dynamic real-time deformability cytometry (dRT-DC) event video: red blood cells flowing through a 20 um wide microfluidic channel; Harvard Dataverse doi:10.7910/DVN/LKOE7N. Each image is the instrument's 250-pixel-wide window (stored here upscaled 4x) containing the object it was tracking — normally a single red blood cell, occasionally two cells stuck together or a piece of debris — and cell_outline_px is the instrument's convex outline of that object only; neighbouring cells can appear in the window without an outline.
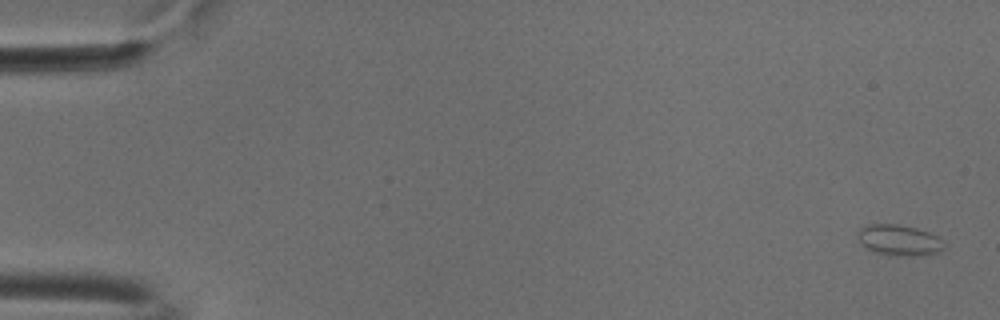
{"species": "common noctule bat (a hibernating species)", "species_latin": "Nyctalus noctula", "temperature_condition": "cold", "stored_images_in_passage": 54, "camera_frame_rate_fps": 3000, "um_per_image_px": 0.085, "animal": {"sex": "male", "body_mass_g": 18.8}, "frame": {"image": 1, "passage_image": 1, "time_ms": 0.0, "image_size_px": [1000, 320], "cell_outline_px": [[940, 252], [912, 256], [888, 256], [876, 252], [860, 244], [856, 232], [860, 228], [868, 224], [896, 224], [916, 228], [928, 232], [936, 236], [940, 240]], "centroid_in_image_um": [76.32, 20.41], "position_along_channel_um": 8.7, "area_um2": 15.32}}
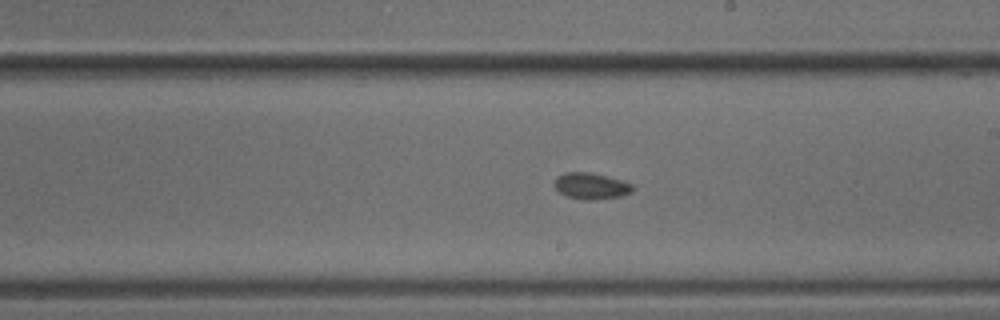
{"frame": {"image": 2, "passage_image": 31, "time_ms": 10.0, "image_size_px": [1000, 320], "cell_outline_px": [[636, 188], [632, 192], [620, 196], [596, 200], [588, 200], [564, 196], [552, 184], [556, 176], [564, 172], [588, 172], [624, 180], [632, 184]], "centroid_in_image_um": [50.24, 15.8], "position_along_channel_um": 238.8, "area_um2": 12.25}}
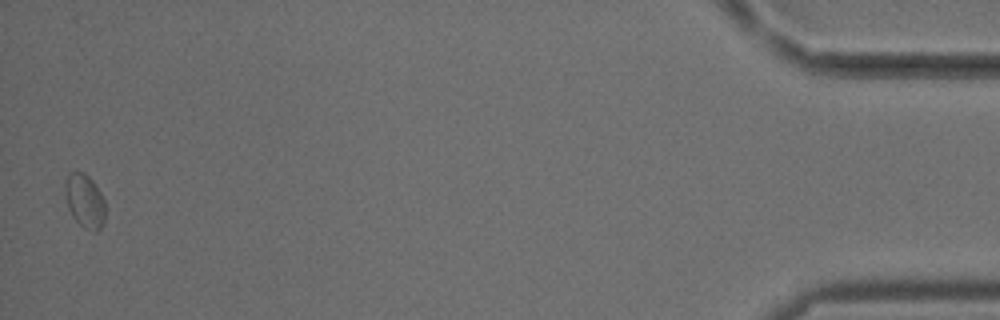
{"frame": {"image": 3, "passage_image": 53, "time_ms": 17.333, "image_size_px": [1000, 320], "cell_outline_px": [[104, 224], [96, 232], [92, 232], [84, 228], [72, 216], [68, 208], [64, 188], [64, 184], [68, 176], [72, 172], [84, 172], [92, 180], [100, 192], [104, 200]], "centroid_in_image_um": [7.2, 17.1], "position_along_channel_um": 428.0, "area_um2": 12.54}}